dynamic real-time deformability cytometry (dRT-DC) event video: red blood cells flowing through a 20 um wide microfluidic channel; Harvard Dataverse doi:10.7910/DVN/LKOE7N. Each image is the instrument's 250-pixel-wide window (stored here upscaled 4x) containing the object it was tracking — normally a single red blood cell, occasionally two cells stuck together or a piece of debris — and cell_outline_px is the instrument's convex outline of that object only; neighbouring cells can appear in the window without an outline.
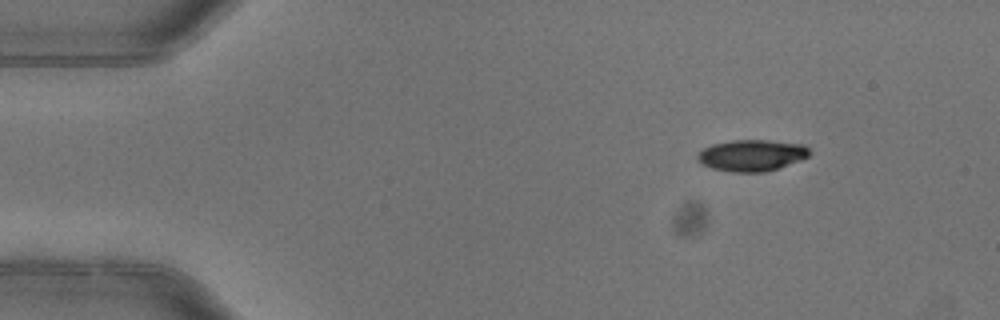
{"species": "common noctule bat (a hibernating species)", "species_latin": "Nyctalus noctula", "temperature_condition": "warm", "stored_images_in_passage": 2, "camera_frame_rate_fps": 3000, "um_per_image_px": 0.085, "animal": {"sex": "female"}, "frame": {"image": 1, "passage_image": 1, "time_ms": 0.0, "image_size_px": [1000, 320], "cell_outline_px": [[812, 152], [808, 156], [800, 160], [764, 172], [732, 172], [712, 168], [700, 164], [696, 160], [696, 156], [704, 148], [712, 144], [732, 140], [768, 140], [804, 144]], "centroid_in_image_um": [63.87, 13.2], "position_along_channel_um": 21.1, "area_um2": 20.52}}